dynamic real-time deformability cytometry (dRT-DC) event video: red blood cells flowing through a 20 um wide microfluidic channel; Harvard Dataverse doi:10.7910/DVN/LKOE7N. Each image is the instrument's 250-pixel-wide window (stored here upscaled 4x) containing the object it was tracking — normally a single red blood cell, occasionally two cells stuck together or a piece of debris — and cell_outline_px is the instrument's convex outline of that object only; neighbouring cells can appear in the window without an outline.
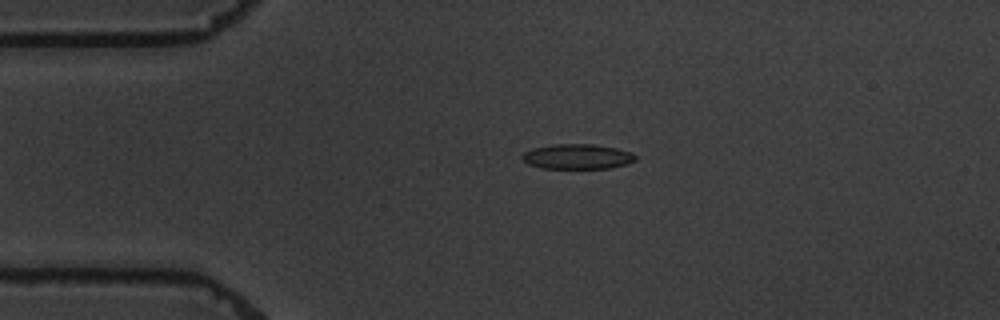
{"species": "common noctule bat (a hibernating species)", "species_latin": "Nyctalus noctula", "temperature_condition": "warm", "stored_images_in_passage": 4, "camera_frame_rate_fps": 3000, "um_per_image_px": 0.085, "animal": {"sex": "male", "body_mass_g": 19.5, "forearm_length_mm": 54.6}, "frame": {"image": 1, "passage_image": 3, "time_ms": 3.0, "image_size_px": [1000, 320], "cell_outline_px": [[636, 160], [628, 164], [608, 168], [540, 168], [528, 164], [520, 156], [524, 152], [532, 148], [552, 144], [592, 144], [616, 148], [632, 152], [636, 156]], "centroid_in_image_um": [49.07, 13.3], "position_along_channel_um": 35.9, "area_um2": 16.59}}
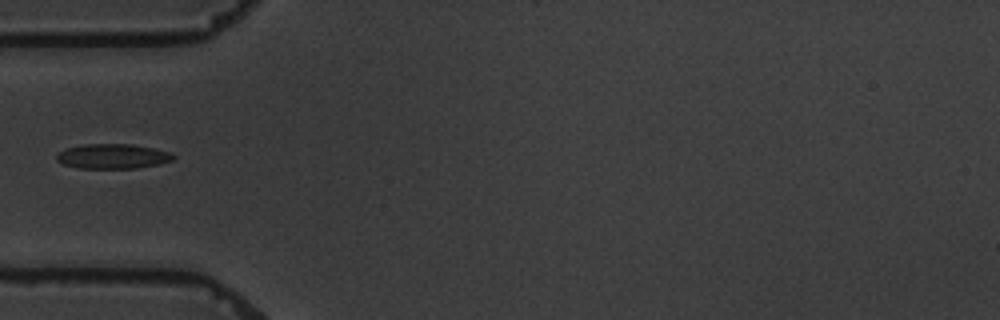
{"frame": {"image": 2, "passage_image": 4, "time_ms": 5.0, "image_size_px": [1000, 320], "cell_outline_px": [[176, 156], [172, 160], [160, 164], [136, 168], [76, 168], [64, 164], [56, 160], [56, 156], [64, 148], [84, 144], [132, 144], [172, 152]], "centroid_in_image_um": [9.59, 13.28], "position_along_channel_um": 75.4, "area_um2": 16.94}}